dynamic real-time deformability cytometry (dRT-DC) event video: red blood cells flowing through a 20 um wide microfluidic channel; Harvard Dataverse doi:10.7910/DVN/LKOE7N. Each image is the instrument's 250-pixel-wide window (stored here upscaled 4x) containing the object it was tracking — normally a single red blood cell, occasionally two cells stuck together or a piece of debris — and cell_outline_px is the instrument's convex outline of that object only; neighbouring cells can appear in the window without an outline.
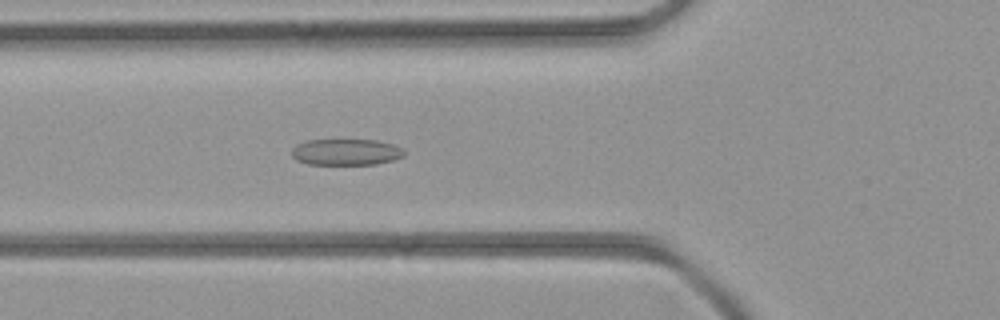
{"species": "common noctule bat (a hibernating species)", "species_latin": "Nyctalus noctula", "temperature_condition": "room temperature", "stored_images_in_passage": 44, "camera_frame_rate_fps": 3000, "um_per_image_px": 0.085, "animal": {"sex": "female", "body_mass_g": 21.9}, "frame": {"image": 1, "passage_image": 15, "time_ms": 4.667, "image_size_px": [1000, 320], "cell_outline_px": [[404, 156], [392, 160], [376, 164], [308, 164], [296, 160], [292, 156], [292, 148], [296, 144], [308, 140], [376, 140], [392, 144], [404, 148]], "centroid_in_image_um": [29.41, 12.92], "position_along_channel_um": 96.4, "area_um2": 17.22}}
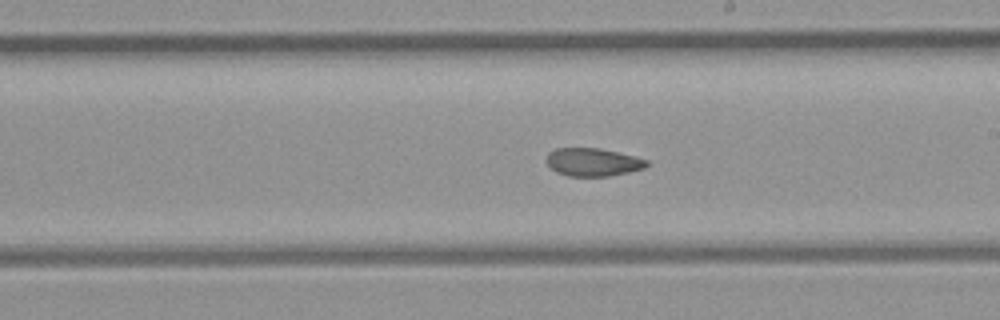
{"frame": {"image": 2, "passage_image": 24, "time_ms": 7.667, "image_size_px": [1000, 320], "cell_outline_px": [[648, 164], [644, 168], [628, 172], [608, 176], [568, 176], [556, 172], [548, 164], [548, 152], [556, 148], [600, 148], [648, 160]], "centroid_in_image_um": [50.38, 13.78], "position_along_channel_um": 238.6, "area_um2": 16.13}}
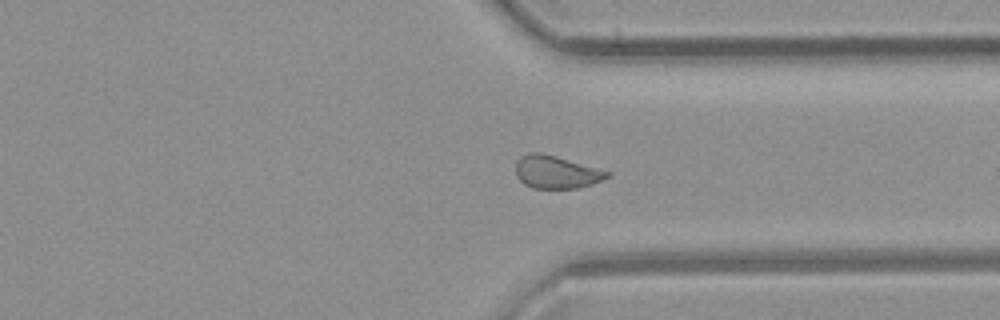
{"frame": {"image": 3, "passage_image": 32, "time_ms": 10.333, "image_size_px": [1000, 320], "cell_outline_px": [[612, 176], [592, 184], [576, 188], [532, 188], [524, 184], [516, 176], [516, 160], [520, 156], [528, 152], [540, 152], [556, 156], [612, 172]], "centroid_in_image_um": [47.28, 14.62], "position_along_channel_um": 364.1, "area_um2": 17.63}}